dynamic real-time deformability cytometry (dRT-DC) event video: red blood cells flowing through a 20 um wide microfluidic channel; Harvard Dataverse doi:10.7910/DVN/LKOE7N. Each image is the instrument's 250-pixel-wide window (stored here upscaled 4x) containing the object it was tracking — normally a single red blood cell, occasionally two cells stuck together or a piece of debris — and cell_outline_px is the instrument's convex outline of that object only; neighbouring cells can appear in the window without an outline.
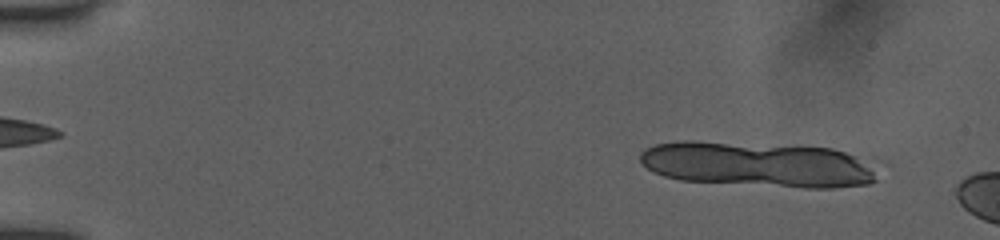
{"species": "human", "species_latin": "Homo sapiens", "temperature_condition": "room temperature", "stored_images_in_passage": 12, "camera_frame_rate_fps": 3000, "um_per_image_px": 0.085, "donor": {"sex": "female"}, "frame": {"image": 1, "passage_image": 4, "time_ms": 1.0, "image_size_px": [1000, 240], "cell_outline_px": [[876, 180], [868, 184], [832, 188], [804, 188], [680, 180], [664, 176], [652, 172], [640, 160], [640, 152], [644, 148], [656, 144], [684, 140], [696, 140], [832, 148], [844, 152], [852, 156], [868, 168], [872, 172]], "centroid_in_image_um": [64.25, 13.97], "position_along_channel_um": 20.7, "area_um2": 61.85}}